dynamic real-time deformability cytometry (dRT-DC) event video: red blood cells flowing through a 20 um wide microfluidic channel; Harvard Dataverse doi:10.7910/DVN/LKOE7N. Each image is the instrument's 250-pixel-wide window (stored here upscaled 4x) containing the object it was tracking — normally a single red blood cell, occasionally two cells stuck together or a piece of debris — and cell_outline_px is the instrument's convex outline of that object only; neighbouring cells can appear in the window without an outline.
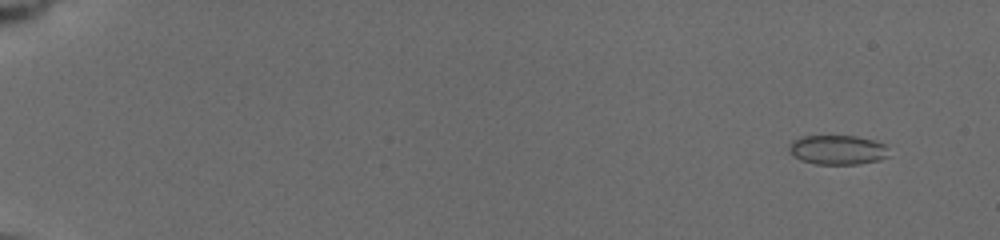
{"species": "common noctule bat (a hibernating species)", "species_latin": "Nyctalus noctula", "temperature_condition": "cold", "stored_images_in_passage": 10, "camera_frame_rate_fps": 3000, "um_per_image_px": 0.085, "animal": {"sex": "female", "body_mass_g": 19.5, "forearm_length_mm": 54.1}, "frame": {"image": 1, "passage_image": 2, "time_ms": 1.0, "image_size_px": [1000, 240], "cell_outline_px": [[888, 156], [880, 160], [856, 164], [816, 164], [800, 160], [788, 148], [788, 144], [792, 140], [804, 136], [856, 136], [872, 140], [884, 144]], "centroid_in_image_um": [71.17, 12.73], "position_along_channel_um": 13.8, "area_um2": 16.94}}
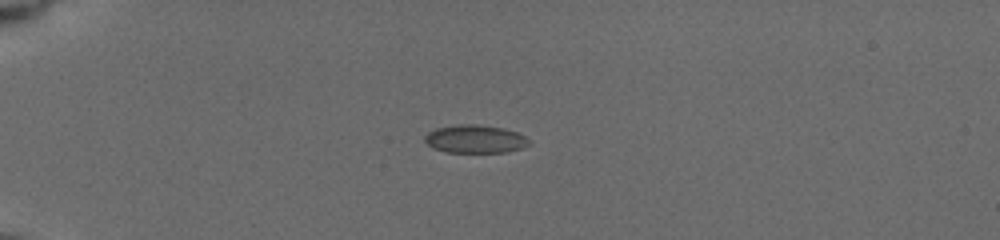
{"frame": {"image": 2, "passage_image": 7, "time_ms": 5.0, "image_size_px": [1000, 240], "cell_outline_px": [[532, 144], [508, 152], [448, 152], [432, 148], [424, 140], [424, 136], [428, 132], [436, 128], [460, 124], [476, 124], [504, 128], [516, 132], [532, 140]], "centroid_in_image_um": [40.41, 11.81], "position_along_channel_um": 44.6, "area_um2": 17.17}}